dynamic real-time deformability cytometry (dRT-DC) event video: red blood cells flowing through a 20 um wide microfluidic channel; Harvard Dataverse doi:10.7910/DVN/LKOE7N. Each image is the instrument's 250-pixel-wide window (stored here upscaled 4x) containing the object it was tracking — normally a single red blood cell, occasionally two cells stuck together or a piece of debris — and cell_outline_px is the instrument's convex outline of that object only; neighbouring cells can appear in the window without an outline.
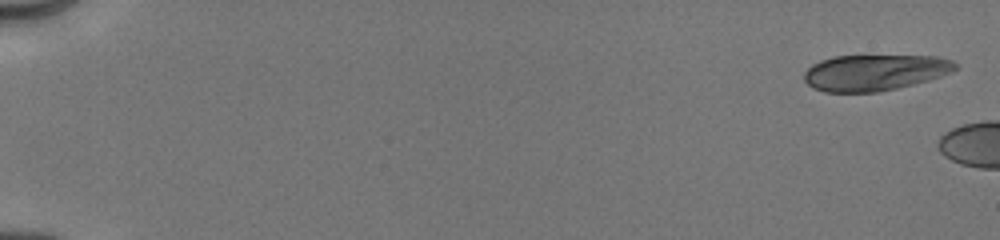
{"species": "human", "species_latin": "Homo sapiens", "temperature_condition": "cold", "stored_images_in_passage": 3, "camera_frame_rate_fps": 3000, "um_per_image_px": 0.085, "donor": {"sex": "male"}, "frame": {"image": 1, "passage_image": 1, "time_ms": 0.0, "image_size_px": [1000, 240], "cell_outline_px": [[956, 68], [952, 72], [928, 80], [896, 88], [876, 92], [824, 92], [812, 88], [804, 80], [804, 72], [812, 64], [820, 60], [832, 56], [936, 56], [952, 60], [956, 64]], "centroid_in_image_um": [74.31, 6.16], "position_along_channel_um": 10.7, "area_um2": 31.73}}